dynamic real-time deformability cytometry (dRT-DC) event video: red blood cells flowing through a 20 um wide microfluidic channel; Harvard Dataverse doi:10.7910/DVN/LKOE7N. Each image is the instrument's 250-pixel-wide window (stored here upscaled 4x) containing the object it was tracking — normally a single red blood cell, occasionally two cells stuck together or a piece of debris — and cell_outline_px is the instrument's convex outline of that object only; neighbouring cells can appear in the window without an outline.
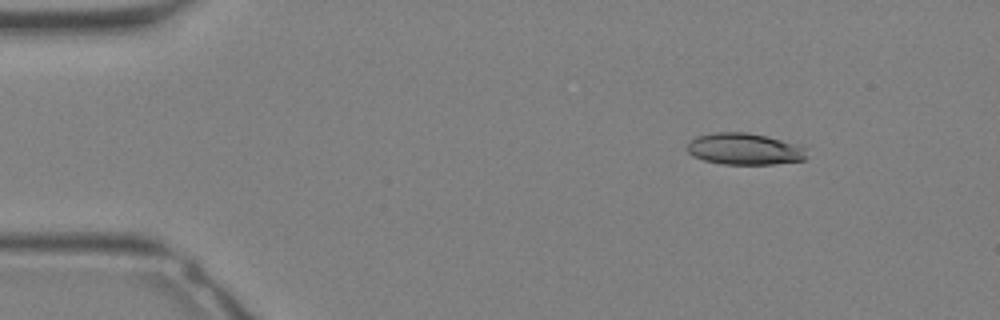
{"species": "Egyptian fruit bat (a non-hibernating species)", "species_latin": "Rousettus aegyptiacus", "temperature_condition": "warm", "stored_images_in_passage": 29, "camera_frame_rate_fps": 3000, "um_per_image_px": 0.085, "animal": {"sex": "female"}, "frame": {"image": 1, "passage_image": 1, "time_ms": 0.0, "image_size_px": [1000, 320], "cell_outline_px": [[808, 160], [776, 164], [724, 164], [704, 160], [692, 156], [684, 148], [696, 136], [712, 132], [748, 132], [796, 144], [804, 148]], "centroid_in_image_um": [63.25, 12.67], "position_along_channel_um": 21.7, "area_um2": 22.08}}
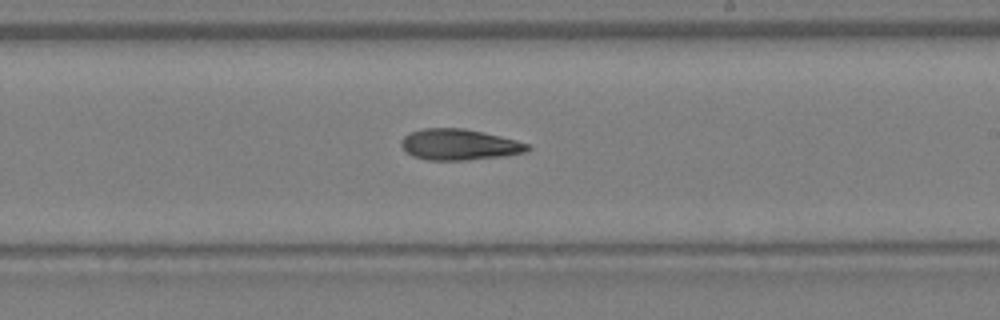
{"frame": {"image": 2, "passage_image": 16, "time_ms": 5.0, "image_size_px": [1000, 320], "cell_outline_px": [[532, 148], [528, 152], [504, 156], [468, 160], [428, 160], [412, 156], [400, 144], [400, 140], [408, 132], [424, 128], [464, 128], [484, 132], [516, 140], [528, 144]], "centroid_in_image_um": [39.05, 12.29], "position_along_channel_um": 250.0, "area_um2": 23.0}}
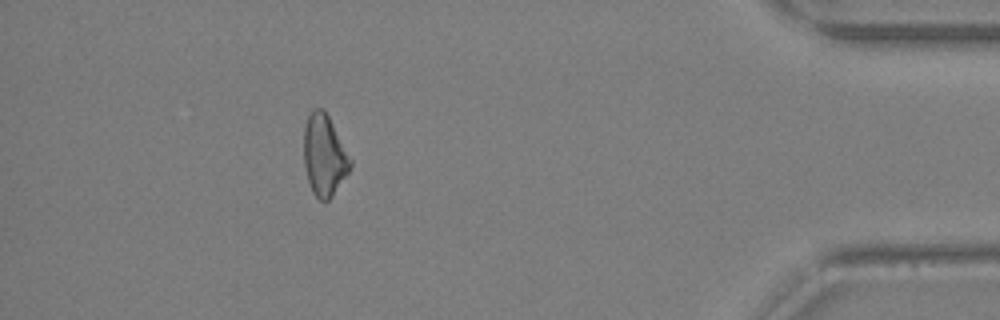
{"frame": {"image": 3, "passage_image": 26, "time_ms": 8.333, "image_size_px": [1000, 320], "cell_outline_px": [[352, 164], [348, 172], [332, 196], [328, 200], [320, 200], [312, 192], [308, 180], [304, 164], [304, 128], [308, 116], [312, 108], [324, 108], [352, 160]], "centroid_in_image_um": [27.55, 13.18], "position_along_channel_um": 407.6, "area_um2": 21.85}}